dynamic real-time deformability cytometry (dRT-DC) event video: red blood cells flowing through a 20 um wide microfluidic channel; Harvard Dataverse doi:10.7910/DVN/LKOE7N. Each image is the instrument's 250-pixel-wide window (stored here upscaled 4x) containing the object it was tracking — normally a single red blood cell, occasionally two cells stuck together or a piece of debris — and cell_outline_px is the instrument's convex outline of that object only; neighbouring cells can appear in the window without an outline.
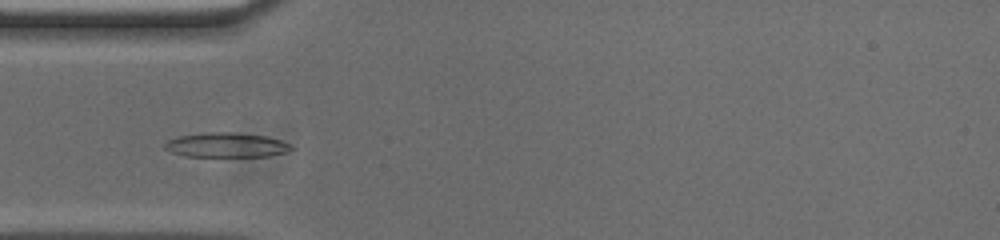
{"species": "common noctule bat (a hibernating species)", "species_latin": "Nyctalus noctula", "temperature_condition": "cold", "stored_images_in_passage": 53, "camera_frame_rate_fps": 3000, "um_per_image_px": 0.085, "animal": {"sex": "male", "body_mass_g": 20.0, "forearm_length_mm": 53.3}, "frame": {"image": 1, "passage_image": 15, "time_ms": 4.667, "image_size_px": [1000, 240], "cell_outline_px": [[296, 148], [288, 152], [268, 156], [184, 156], [172, 152], [164, 148], [164, 144], [168, 140], [176, 136], [200, 132], [236, 132], [264, 136], [280, 140], [292, 144]], "centroid_in_image_um": [19.25, 12.31], "position_along_channel_um": 65.8, "area_um2": 18.38}}
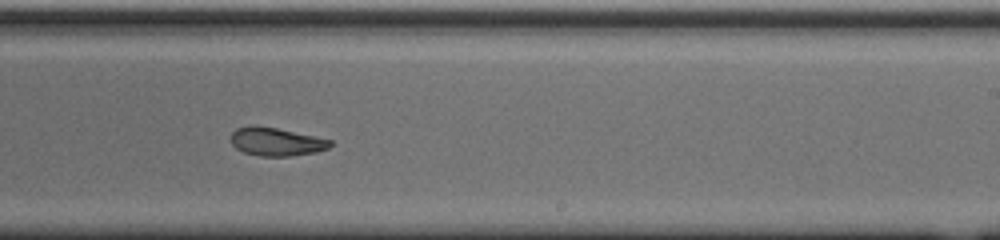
{"frame": {"image": 2, "passage_image": 31, "time_ms": 10.0, "image_size_px": [1000, 240], "cell_outline_px": [[332, 144], [328, 148], [316, 152], [288, 156], [260, 156], [244, 152], [236, 148], [232, 144], [232, 132], [236, 128], [252, 124], [256, 124], [276, 128], [332, 140]], "centroid_in_image_um": [23.45, 12.03], "position_along_channel_um": 265.5, "area_um2": 16.3}}
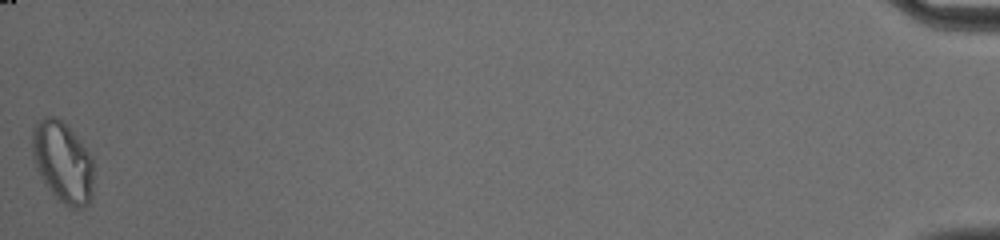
{"frame": {"image": 3, "passage_image": 53, "time_ms": 17.333, "image_size_px": [1000, 240], "cell_outline_px": [[92, 196], [88, 204], [80, 208], [72, 208], [56, 200], [40, 176], [32, 160], [32, 128], [44, 116], [52, 116], [60, 120], [80, 140], [92, 156]], "centroid_in_image_um": [5.31, 13.8], "position_along_channel_um": 429.9, "area_um2": 29.02}, "authors_computed_cell_mechanics": {"area_um2": 17.2244, "velocity_mm_per_s": 3.7413, "shape_relaxation_time_tau1_ms": 7.6441, "shape_relaxation_time_tau2_ms": 6.9137, "deformation_change_tau1": 0.2001, "deformation_change_tau2": 0.0882}}